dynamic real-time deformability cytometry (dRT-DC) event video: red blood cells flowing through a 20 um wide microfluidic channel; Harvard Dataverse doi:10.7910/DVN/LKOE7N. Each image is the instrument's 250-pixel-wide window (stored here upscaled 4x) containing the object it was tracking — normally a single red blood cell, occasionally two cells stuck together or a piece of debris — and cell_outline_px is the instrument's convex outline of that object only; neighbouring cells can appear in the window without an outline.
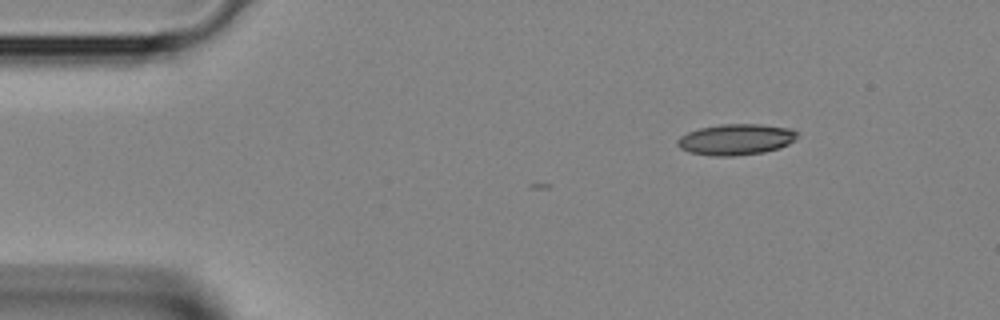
{"species": "Egyptian fruit bat (a non-hibernating species)", "species_latin": "Rousettus aegyptiacus", "temperature_condition": "room temperature", "stored_images_in_passage": 3, "camera_frame_rate_fps": 3000, "um_per_image_px": 0.085, "animal": {"sex": "female"}, "frame": {"image": 1, "passage_image": 1, "time_ms": 0.0, "image_size_px": [1000, 320], "cell_outline_px": [[796, 136], [788, 144], [780, 148], [764, 152], [732, 156], [712, 156], [688, 152], [680, 148], [676, 144], [676, 140], [680, 136], [688, 132], [700, 128], [720, 124], [760, 124], [792, 128], [796, 132]], "centroid_in_image_um": [62.52, 11.85], "position_along_channel_um": 22.5, "area_um2": 21.68}}
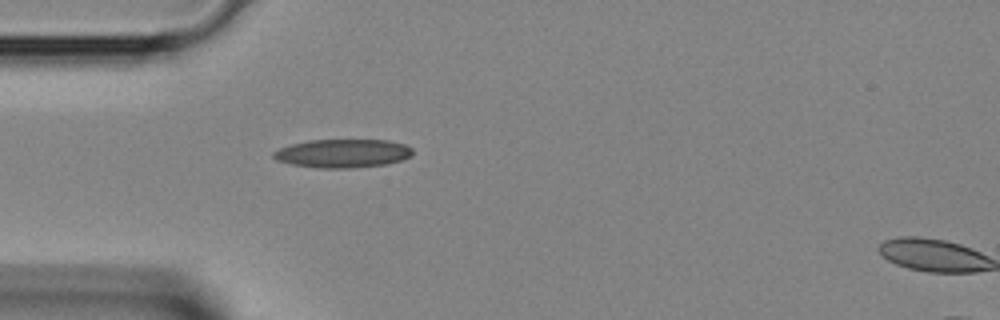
{"frame": {"image": 2, "passage_image": 2, "time_ms": 0.333, "image_size_px": [1000, 320], "cell_outline_px": [[412, 156], [388, 164], [352, 168], [316, 168], [292, 164], [276, 160], [272, 156], [272, 152], [280, 148], [292, 144], [308, 140], [388, 140], [404, 144], [412, 148]], "centroid_in_image_um": [29.13, 13.04], "position_along_channel_um": 55.9, "area_um2": 23.18}}